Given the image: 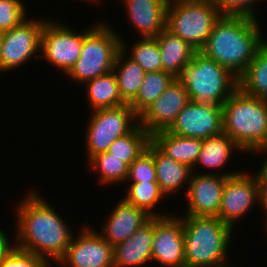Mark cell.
<instances>
[{
    "label": "cell",
    "mask_w": 267,
    "mask_h": 267,
    "mask_svg": "<svg viewBox=\"0 0 267 267\" xmlns=\"http://www.w3.org/2000/svg\"><path fill=\"white\" fill-rule=\"evenodd\" d=\"M258 1L260 0H211L222 15H245L253 18H258L255 7Z\"/></svg>",
    "instance_id": "obj_35"
},
{
    "label": "cell",
    "mask_w": 267,
    "mask_h": 267,
    "mask_svg": "<svg viewBox=\"0 0 267 267\" xmlns=\"http://www.w3.org/2000/svg\"><path fill=\"white\" fill-rule=\"evenodd\" d=\"M90 109L113 108L126 104L120 95L113 71L84 83Z\"/></svg>",
    "instance_id": "obj_26"
},
{
    "label": "cell",
    "mask_w": 267,
    "mask_h": 267,
    "mask_svg": "<svg viewBox=\"0 0 267 267\" xmlns=\"http://www.w3.org/2000/svg\"><path fill=\"white\" fill-rule=\"evenodd\" d=\"M87 165L99 172L98 181L108 186L113 183H126L129 166L110 152H103L93 156Z\"/></svg>",
    "instance_id": "obj_30"
},
{
    "label": "cell",
    "mask_w": 267,
    "mask_h": 267,
    "mask_svg": "<svg viewBox=\"0 0 267 267\" xmlns=\"http://www.w3.org/2000/svg\"><path fill=\"white\" fill-rule=\"evenodd\" d=\"M221 15L211 1L175 3L167 6L166 29L200 51Z\"/></svg>",
    "instance_id": "obj_7"
},
{
    "label": "cell",
    "mask_w": 267,
    "mask_h": 267,
    "mask_svg": "<svg viewBox=\"0 0 267 267\" xmlns=\"http://www.w3.org/2000/svg\"><path fill=\"white\" fill-rule=\"evenodd\" d=\"M0 267H52L44 258L13 247L0 262Z\"/></svg>",
    "instance_id": "obj_34"
},
{
    "label": "cell",
    "mask_w": 267,
    "mask_h": 267,
    "mask_svg": "<svg viewBox=\"0 0 267 267\" xmlns=\"http://www.w3.org/2000/svg\"><path fill=\"white\" fill-rule=\"evenodd\" d=\"M182 221L186 267H232L228 254L234 229L230 225L209 216L184 215Z\"/></svg>",
    "instance_id": "obj_3"
},
{
    "label": "cell",
    "mask_w": 267,
    "mask_h": 267,
    "mask_svg": "<svg viewBox=\"0 0 267 267\" xmlns=\"http://www.w3.org/2000/svg\"><path fill=\"white\" fill-rule=\"evenodd\" d=\"M189 102L186 88L175 78L162 95L139 116V124L150 135L167 130Z\"/></svg>",
    "instance_id": "obj_16"
},
{
    "label": "cell",
    "mask_w": 267,
    "mask_h": 267,
    "mask_svg": "<svg viewBox=\"0 0 267 267\" xmlns=\"http://www.w3.org/2000/svg\"><path fill=\"white\" fill-rule=\"evenodd\" d=\"M167 5H172L175 3L189 2L190 0H163Z\"/></svg>",
    "instance_id": "obj_39"
},
{
    "label": "cell",
    "mask_w": 267,
    "mask_h": 267,
    "mask_svg": "<svg viewBox=\"0 0 267 267\" xmlns=\"http://www.w3.org/2000/svg\"><path fill=\"white\" fill-rule=\"evenodd\" d=\"M256 181L258 184V194H259V206L261 205L264 214L267 217V172H257L254 173Z\"/></svg>",
    "instance_id": "obj_36"
},
{
    "label": "cell",
    "mask_w": 267,
    "mask_h": 267,
    "mask_svg": "<svg viewBox=\"0 0 267 267\" xmlns=\"http://www.w3.org/2000/svg\"><path fill=\"white\" fill-rule=\"evenodd\" d=\"M146 149L153 155L157 183L161 191L169 196L171 193L178 192L180 188L183 189L182 186L186 185V193L193 172L192 168L166 156L151 141Z\"/></svg>",
    "instance_id": "obj_20"
},
{
    "label": "cell",
    "mask_w": 267,
    "mask_h": 267,
    "mask_svg": "<svg viewBox=\"0 0 267 267\" xmlns=\"http://www.w3.org/2000/svg\"><path fill=\"white\" fill-rule=\"evenodd\" d=\"M166 131L200 139L220 135L223 133L222 106L190 101Z\"/></svg>",
    "instance_id": "obj_14"
},
{
    "label": "cell",
    "mask_w": 267,
    "mask_h": 267,
    "mask_svg": "<svg viewBox=\"0 0 267 267\" xmlns=\"http://www.w3.org/2000/svg\"><path fill=\"white\" fill-rule=\"evenodd\" d=\"M177 79L186 88L190 101L222 106L238 89V78L215 60L197 51Z\"/></svg>",
    "instance_id": "obj_5"
},
{
    "label": "cell",
    "mask_w": 267,
    "mask_h": 267,
    "mask_svg": "<svg viewBox=\"0 0 267 267\" xmlns=\"http://www.w3.org/2000/svg\"><path fill=\"white\" fill-rule=\"evenodd\" d=\"M86 1H87V2H89V1H90L91 3H92L93 1H95V2H93V3H96V2H97V4L99 3V0H89V1H88V0H86Z\"/></svg>",
    "instance_id": "obj_41"
},
{
    "label": "cell",
    "mask_w": 267,
    "mask_h": 267,
    "mask_svg": "<svg viewBox=\"0 0 267 267\" xmlns=\"http://www.w3.org/2000/svg\"><path fill=\"white\" fill-rule=\"evenodd\" d=\"M84 31L72 30L56 20H47L41 32L40 59H44L64 75L79 59Z\"/></svg>",
    "instance_id": "obj_9"
},
{
    "label": "cell",
    "mask_w": 267,
    "mask_h": 267,
    "mask_svg": "<svg viewBox=\"0 0 267 267\" xmlns=\"http://www.w3.org/2000/svg\"><path fill=\"white\" fill-rule=\"evenodd\" d=\"M162 59V71L177 78L197 50L188 42L174 35L166 28L156 37Z\"/></svg>",
    "instance_id": "obj_22"
},
{
    "label": "cell",
    "mask_w": 267,
    "mask_h": 267,
    "mask_svg": "<svg viewBox=\"0 0 267 267\" xmlns=\"http://www.w3.org/2000/svg\"><path fill=\"white\" fill-rule=\"evenodd\" d=\"M154 217L138 228L126 241L113 247L114 267H141L152 263Z\"/></svg>",
    "instance_id": "obj_18"
},
{
    "label": "cell",
    "mask_w": 267,
    "mask_h": 267,
    "mask_svg": "<svg viewBox=\"0 0 267 267\" xmlns=\"http://www.w3.org/2000/svg\"><path fill=\"white\" fill-rule=\"evenodd\" d=\"M259 204L258 184L254 174L243 171L229 176L225 181L218 217L222 222L235 229L255 203ZM243 217V218H242Z\"/></svg>",
    "instance_id": "obj_13"
},
{
    "label": "cell",
    "mask_w": 267,
    "mask_h": 267,
    "mask_svg": "<svg viewBox=\"0 0 267 267\" xmlns=\"http://www.w3.org/2000/svg\"><path fill=\"white\" fill-rule=\"evenodd\" d=\"M46 21V18H27L19 26L3 32L1 72L18 69L34 56L40 60L41 32Z\"/></svg>",
    "instance_id": "obj_10"
},
{
    "label": "cell",
    "mask_w": 267,
    "mask_h": 267,
    "mask_svg": "<svg viewBox=\"0 0 267 267\" xmlns=\"http://www.w3.org/2000/svg\"><path fill=\"white\" fill-rule=\"evenodd\" d=\"M112 209L99 234L113 247L130 238L151 218L143 209L128 203L124 198L119 199V203Z\"/></svg>",
    "instance_id": "obj_17"
},
{
    "label": "cell",
    "mask_w": 267,
    "mask_h": 267,
    "mask_svg": "<svg viewBox=\"0 0 267 267\" xmlns=\"http://www.w3.org/2000/svg\"><path fill=\"white\" fill-rule=\"evenodd\" d=\"M157 181L153 155L146 149L130 165L126 182Z\"/></svg>",
    "instance_id": "obj_33"
},
{
    "label": "cell",
    "mask_w": 267,
    "mask_h": 267,
    "mask_svg": "<svg viewBox=\"0 0 267 267\" xmlns=\"http://www.w3.org/2000/svg\"><path fill=\"white\" fill-rule=\"evenodd\" d=\"M265 152V153H264ZM256 154H265V161L264 164L262 165V167L258 170V172H267V143L265 145H263L262 147H260L256 152Z\"/></svg>",
    "instance_id": "obj_38"
},
{
    "label": "cell",
    "mask_w": 267,
    "mask_h": 267,
    "mask_svg": "<svg viewBox=\"0 0 267 267\" xmlns=\"http://www.w3.org/2000/svg\"><path fill=\"white\" fill-rule=\"evenodd\" d=\"M152 262L163 267H186L181 216L154 217Z\"/></svg>",
    "instance_id": "obj_15"
},
{
    "label": "cell",
    "mask_w": 267,
    "mask_h": 267,
    "mask_svg": "<svg viewBox=\"0 0 267 267\" xmlns=\"http://www.w3.org/2000/svg\"><path fill=\"white\" fill-rule=\"evenodd\" d=\"M265 218H266V221H265L266 224L264 226L267 228V217H265ZM266 231H267V229H266Z\"/></svg>",
    "instance_id": "obj_42"
},
{
    "label": "cell",
    "mask_w": 267,
    "mask_h": 267,
    "mask_svg": "<svg viewBox=\"0 0 267 267\" xmlns=\"http://www.w3.org/2000/svg\"><path fill=\"white\" fill-rule=\"evenodd\" d=\"M127 18L139 35L156 37L166 28L167 4L163 0H123Z\"/></svg>",
    "instance_id": "obj_19"
},
{
    "label": "cell",
    "mask_w": 267,
    "mask_h": 267,
    "mask_svg": "<svg viewBox=\"0 0 267 267\" xmlns=\"http://www.w3.org/2000/svg\"><path fill=\"white\" fill-rule=\"evenodd\" d=\"M2 47H3V33L0 32V73H1V55H2Z\"/></svg>",
    "instance_id": "obj_40"
},
{
    "label": "cell",
    "mask_w": 267,
    "mask_h": 267,
    "mask_svg": "<svg viewBox=\"0 0 267 267\" xmlns=\"http://www.w3.org/2000/svg\"><path fill=\"white\" fill-rule=\"evenodd\" d=\"M15 206V247L50 261L58 262L65 254L74 232L39 191H28ZM52 206V207H51Z\"/></svg>",
    "instance_id": "obj_1"
},
{
    "label": "cell",
    "mask_w": 267,
    "mask_h": 267,
    "mask_svg": "<svg viewBox=\"0 0 267 267\" xmlns=\"http://www.w3.org/2000/svg\"><path fill=\"white\" fill-rule=\"evenodd\" d=\"M97 24V25H96ZM85 29L79 59L65 74L81 85L110 73L117 53L121 50V35L109 23L99 22Z\"/></svg>",
    "instance_id": "obj_6"
},
{
    "label": "cell",
    "mask_w": 267,
    "mask_h": 267,
    "mask_svg": "<svg viewBox=\"0 0 267 267\" xmlns=\"http://www.w3.org/2000/svg\"><path fill=\"white\" fill-rule=\"evenodd\" d=\"M233 151L241 152L242 150L225 133L203 139L201 152L192 171L196 172L197 165L215 171L223 169L226 164H229L227 162L232 157Z\"/></svg>",
    "instance_id": "obj_25"
},
{
    "label": "cell",
    "mask_w": 267,
    "mask_h": 267,
    "mask_svg": "<svg viewBox=\"0 0 267 267\" xmlns=\"http://www.w3.org/2000/svg\"><path fill=\"white\" fill-rule=\"evenodd\" d=\"M123 197L128 203L143 209L151 217H164L169 213H158L154 209L166 195L161 191L157 181L132 182ZM161 200V201H160ZM165 213V214H164Z\"/></svg>",
    "instance_id": "obj_28"
},
{
    "label": "cell",
    "mask_w": 267,
    "mask_h": 267,
    "mask_svg": "<svg viewBox=\"0 0 267 267\" xmlns=\"http://www.w3.org/2000/svg\"><path fill=\"white\" fill-rule=\"evenodd\" d=\"M174 79L171 74L162 70L146 73L135 99L129 104L130 107L140 116L162 95Z\"/></svg>",
    "instance_id": "obj_27"
},
{
    "label": "cell",
    "mask_w": 267,
    "mask_h": 267,
    "mask_svg": "<svg viewBox=\"0 0 267 267\" xmlns=\"http://www.w3.org/2000/svg\"><path fill=\"white\" fill-rule=\"evenodd\" d=\"M126 46L124 39H121V50L117 53L112 71L116 76L122 100L126 104H130L135 99L146 72L139 64L126 56L129 52V49L126 50L128 48Z\"/></svg>",
    "instance_id": "obj_23"
},
{
    "label": "cell",
    "mask_w": 267,
    "mask_h": 267,
    "mask_svg": "<svg viewBox=\"0 0 267 267\" xmlns=\"http://www.w3.org/2000/svg\"><path fill=\"white\" fill-rule=\"evenodd\" d=\"M262 33L257 18L221 15L200 52L238 78L255 58L265 40Z\"/></svg>",
    "instance_id": "obj_2"
},
{
    "label": "cell",
    "mask_w": 267,
    "mask_h": 267,
    "mask_svg": "<svg viewBox=\"0 0 267 267\" xmlns=\"http://www.w3.org/2000/svg\"><path fill=\"white\" fill-rule=\"evenodd\" d=\"M227 172L223 171L221 174L213 171L192 172L185 195L187 201L185 215L209 217L218 215L226 179L240 173Z\"/></svg>",
    "instance_id": "obj_12"
},
{
    "label": "cell",
    "mask_w": 267,
    "mask_h": 267,
    "mask_svg": "<svg viewBox=\"0 0 267 267\" xmlns=\"http://www.w3.org/2000/svg\"><path fill=\"white\" fill-rule=\"evenodd\" d=\"M90 113L84 143L88 161L99 153L107 152L117 138L131 132L139 124V116L129 104L96 109Z\"/></svg>",
    "instance_id": "obj_8"
},
{
    "label": "cell",
    "mask_w": 267,
    "mask_h": 267,
    "mask_svg": "<svg viewBox=\"0 0 267 267\" xmlns=\"http://www.w3.org/2000/svg\"><path fill=\"white\" fill-rule=\"evenodd\" d=\"M238 89L248 96L267 100V39H265L255 58L238 77Z\"/></svg>",
    "instance_id": "obj_24"
},
{
    "label": "cell",
    "mask_w": 267,
    "mask_h": 267,
    "mask_svg": "<svg viewBox=\"0 0 267 267\" xmlns=\"http://www.w3.org/2000/svg\"><path fill=\"white\" fill-rule=\"evenodd\" d=\"M8 238L9 237L7 236V234H5V231L0 228V262L15 246V243L13 242L14 239L11 241L10 238Z\"/></svg>",
    "instance_id": "obj_37"
},
{
    "label": "cell",
    "mask_w": 267,
    "mask_h": 267,
    "mask_svg": "<svg viewBox=\"0 0 267 267\" xmlns=\"http://www.w3.org/2000/svg\"><path fill=\"white\" fill-rule=\"evenodd\" d=\"M151 142L166 156L193 169L201 152L203 139L177 136L163 130L153 133Z\"/></svg>",
    "instance_id": "obj_21"
},
{
    "label": "cell",
    "mask_w": 267,
    "mask_h": 267,
    "mask_svg": "<svg viewBox=\"0 0 267 267\" xmlns=\"http://www.w3.org/2000/svg\"><path fill=\"white\" fill-rule=\"evenodd\" d=\"M73 235L59 267H114L113 246L92 225Z\"/></svg>",
    "instance_id": "obj_11"
},
{
    "label": "cell",
    "mask_w": 267,
    "mask_h": 267,
    "mask_svg": "<svg viewBox=\"0 0 267 267\" xmlns=\"http://www.w3.org/2000/svg\"><path fill=\"white\" fill-rule=\"evenodd\" d=\"M151 141V135L138 124L131 132L117 138L108 152L123 160L128 166L144 151Z\"/></svg>",
    "instance_id": "obj_29"
},
{
    "label": "cell",
    "mask_w": 267,
    "mask_h": 267,
    "mask_svg": "<svg viewBox=\"0 0 267 267\" xmlns=\"http://www.w3.org/2000/svg\"><path fill=\"white\" fill-rule=\"evenodd\" d=\"M132 42L130 59L139 64L146 73L161 71L162 59L160 48L155 37H144Z\"/></svg>",
    "instance_id": "obj_31"
},
{
    "label": "cell",
    "mask_w": 267,
    "mask_h": 267,
    "mask_svg": "<svg viewBox=\"0 0 267 267\" xmlns=\"http://www.w3.org/2000/svg\"><path fill=\"white\" fill-rule=\"evenodd\" d=\"M26 13L23 0H0V32L19 26L28 18Z\"/></svg>",
    "instance_id": "obj_32"
},
{
    "label": "cell",
    "mask_w": 267,
    "mask_h": 267,
    "mask_svg": "<svg viewBox=\"0 0 267 267\" xmlns=\"http://www.w3.org/2000/svg\"><path fill=\"white\" fill-rule=\"evenodd\" d=\"M223 133L250 155L267 143V100L237 89L222 105Z\"/></svg>",
    "instance_id": "obj_4"
}]
</instances>
